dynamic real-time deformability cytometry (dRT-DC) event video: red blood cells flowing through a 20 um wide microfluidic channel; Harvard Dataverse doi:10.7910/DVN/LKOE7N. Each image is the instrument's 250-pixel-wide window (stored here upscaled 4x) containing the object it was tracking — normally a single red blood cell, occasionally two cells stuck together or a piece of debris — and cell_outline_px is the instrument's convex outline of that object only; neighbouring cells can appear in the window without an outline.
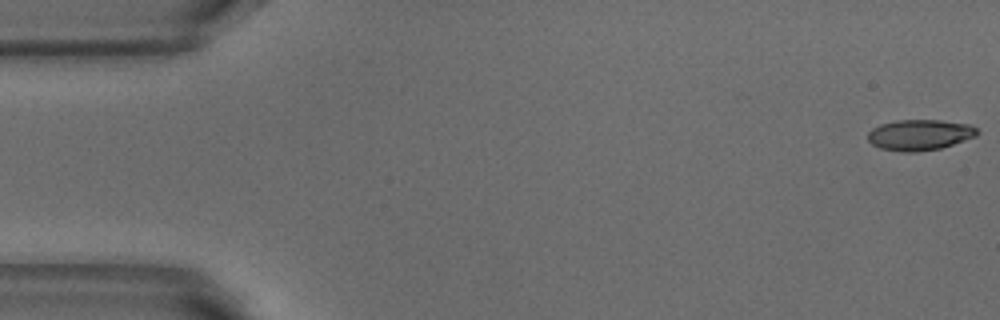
{"species": "common noctule bat (a hibernating species)", "species_latin": "Nyctalus noctula", "temperature_condition": "warm", "stored_images_in_passage": 52, "camera_frame_rate_fps": 3000, "um_per_image_px": 0.085, "animal": {"sex": "male", "body_mass_g": 18.8}, "frame": {"image": 1, "passage_image": 1, "time_ms": 0.0, "image_size_px": [1000, 320], "cell_outline_px": [[980, 132], [976, 136], [940, 148], [916, 152], [900, 152], [880, 148], [872, 144], [868, 140], [868, 132], [872, 128], [880, 124], [900, 120], [940, 120], [968, 124], [976, 128]], "centroid_in_image_um": [78.15, 11.46], "position_along_channel_um": 6.8, "area_um2": 19.54}}
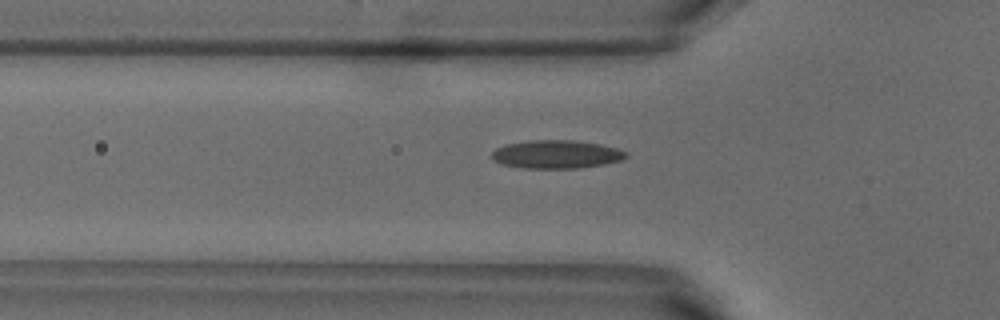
{"frame": {"image": 2, "passage_image": 17, "time_ms": 5.333, "image_size_px": [1000, 320], "cell_outline_px": [[628, 156], [624, 160], [604, 164], [576, 168], [524, 168], [504, 164], [492, 160], [492, 152], [496, 148], [504, 144], [528, 140], [572, 140], [600, 144], [616, 148], [628, 152]], "centroid_in_image_um": [47.3, 13.11], "position_along_channel_um": 78.5, "area_um2": 22.2}}
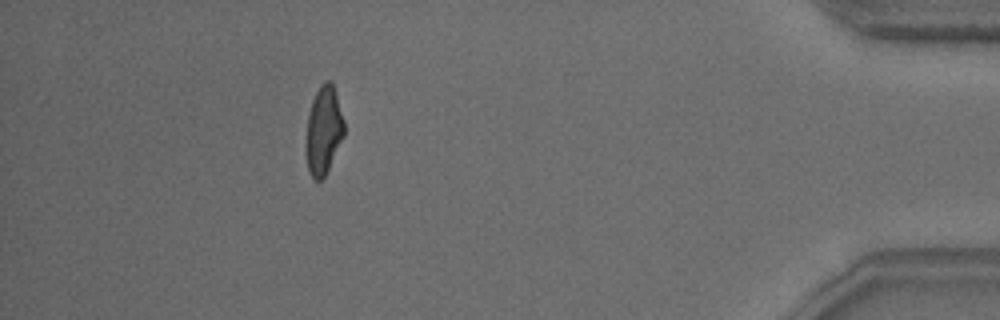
{"frame": {"image": 3, "passage_image": 47, "time_ms": 15.333, "image_size_px": [1000, 320], "cell_outline_px": [[344, 136], [324, 176], [320, 180], [316, 180], [312, 176], [308, 168], [304, 144], [308, 116], [312, 100], [320, 84], [324, 80], [332, 80], [344, 120]], "centroid_in_image_um": [27.49, 11.03], "position_along_channel_um": 407.7, "area_um2": 19.65}, "authors_computed_cell_mechanics": {"area_um2": 20.23, "velocity_mm_per_s": 3.8416, "shape_relaxation_time_tau1_ms": 7.8914, "shape_relaxation_time_tau2_ms": 1.7106, "deformation_change_tau1": 0.2208, "deformation_change_tau2": 0.0883}}